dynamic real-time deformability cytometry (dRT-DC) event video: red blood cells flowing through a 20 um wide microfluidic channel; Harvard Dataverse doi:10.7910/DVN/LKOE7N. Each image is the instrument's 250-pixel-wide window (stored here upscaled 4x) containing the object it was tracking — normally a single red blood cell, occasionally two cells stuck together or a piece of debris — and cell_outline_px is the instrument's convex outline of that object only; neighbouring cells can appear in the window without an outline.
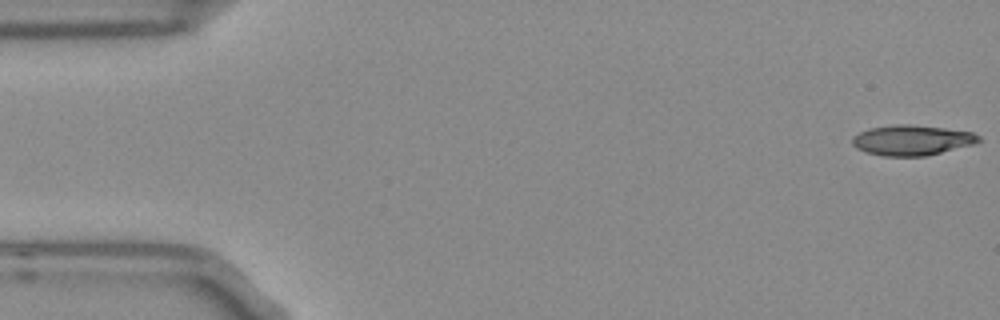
{"species": "Egyptian fruit bat (a non-hibernating species)", "species_latin": "Rousettus aegyptiacus", "temperature_condition": "room temperature", "stored_images_in_passage": 54, "camera_frame_rate_fps": 3000, "um_per_image_px": 0.085, "frame": {"image": 1, "passage_image": 1, "time_ms": 0.0, "image_size_px": [1000, 320], "cell_outline_px": [[980, 140], [976, 144], [924, 156], [884, 156], [868, 152], [856, 148], [852, 144], [852, 136], [868, 128], [896, 124], [908, 124], [944, 128], [972, 132], [980, 136]], "centroid_in_image_um": [77.51, 11.91], "position_along_channel_um": 7.5, "area_um2": 22.25}}
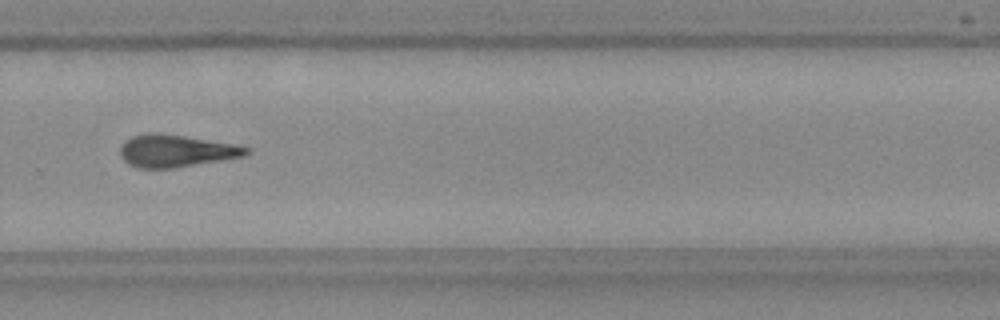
{"frame": {"image": 2, "passage_image": 36, "time_ms": 11.667, "image_size_px": [1000, 320], "cell_outline_px": [[248, 152], [244, 156], [172, 168], [140, 168], [128, 164], [120, 156], [120, 148], [124, 140], [132, 136], [148, 132], [160, 132], [236, 144], [248, 148]], "centroid_in_image_um": [14.9, 12.8], "position_along_channel_um": 314.9, "area_um2": 23.7}}
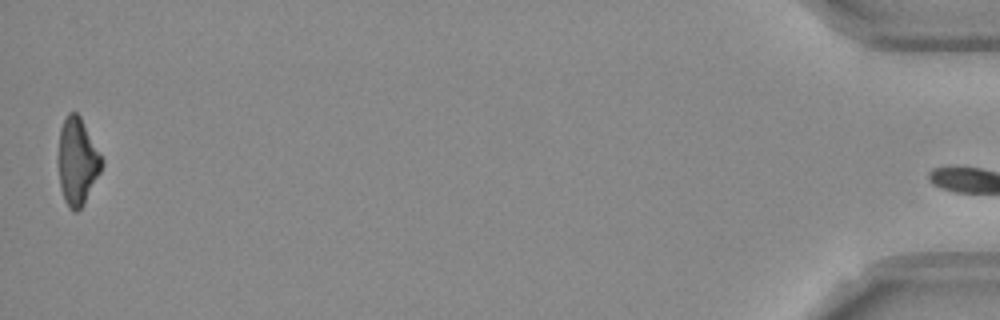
{"frame": {"image": 3, "passage_image": 53, "time_ms": 17.333, "image_size_px": [1000, 320], "cell_outline_px": [[104, 164], [84, 204], [76, 212], [72, 212], [68, 208], [64, 200], [60, 188], [60, 128], [68, 112], [76, 112], [80, 116], [104, 160]], "centroid_in_image_um": [6.6, 13.75], "position_along_channel_um": 428.6, "area_um2": 21.68}, "authors_computed_cell_mechanics": {"area_um2": 23.3223, "velocity_mm_per_s": 3.7602, "shape_relaxation_time_tau1_ms": null, "shape_relaxation_time_tau2_ms": 7.6211, "deformation_change_tau1": null, "deformation_change_tau2": 0.2203}}